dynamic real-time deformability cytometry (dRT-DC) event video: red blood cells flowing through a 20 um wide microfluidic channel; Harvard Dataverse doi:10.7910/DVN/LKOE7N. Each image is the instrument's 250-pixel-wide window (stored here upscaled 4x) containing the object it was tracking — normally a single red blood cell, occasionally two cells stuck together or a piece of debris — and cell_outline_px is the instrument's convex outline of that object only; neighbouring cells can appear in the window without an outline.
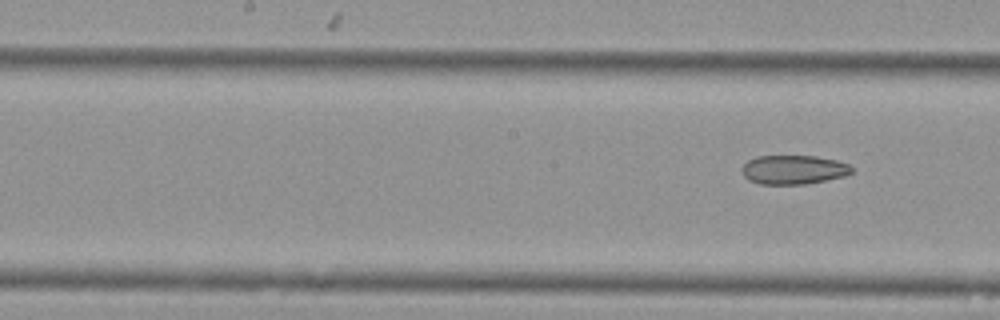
{"species": "Egyptian fruit bat (a non-hibernating species)", "species_latin": "Rousettus aegyptiacus", "temperature_condition": "cold", "stored_images_in_passage": 8, "segment_of_instrument_passage": [2, 2], "camera_frame_rate_fps": 3000, "um_per_image_px": 0.085, "animal": {"sex": "female"}, "frame": {"image": 1, "passage_image": 8, "time_ms": 2.333, "image_size_px": [1000, 320], "cell_outline_px": [[852, 172], [844, 176], [804, 184], [760, 184], [748, 180], [744, 176], [744, 164], [748, 160], [756, 156], [816, 156], [836, 160], [848, 164], [852, 168]], "centroid_in_image_um": [67.45, 14.42], "position_along_channel_um": 180.8, "area_um2": 18.38}}